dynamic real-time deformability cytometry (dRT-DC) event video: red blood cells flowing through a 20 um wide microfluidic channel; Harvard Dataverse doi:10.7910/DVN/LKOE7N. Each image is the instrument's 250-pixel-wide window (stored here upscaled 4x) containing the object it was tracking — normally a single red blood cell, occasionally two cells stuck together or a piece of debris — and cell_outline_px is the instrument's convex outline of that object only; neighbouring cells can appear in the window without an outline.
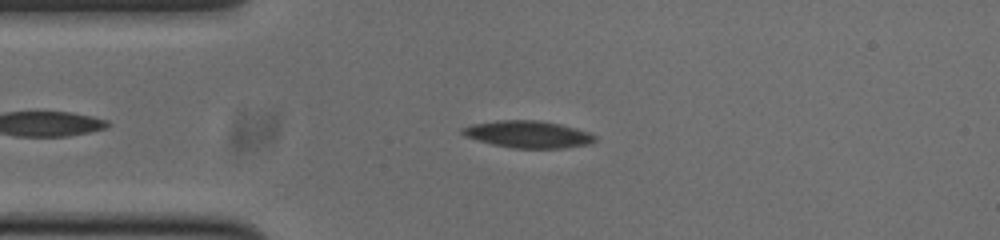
{"species": "common noctule bat (a hibernating species)", "species_latin": "Nyctalus noctula", "temperature_condition": "cold", "stored_images_in_passage": 46, "camera_frame_rate_fps": 3000, "um_per_image_px": 0.085, "animal": {"sex": "male", "body_mass_g": 20.0, "forearm_length_mm": 53.3}, "frame": {"image": 1, "passage_image": 3, "time_ms": 0.667, "image_size_px": [1000, 240], "cell_outline_px": [[596, 140], [588, 144], [564, 148], [512, 148], [492, 144], [464, 136], [460, 132], [460, 128], [472, 124], [500, 120], [540, 120], [560, 124], [576, 128], [588, 132], [596, 136]], "centroid_in_image_um": [44.86, 11.41], "position_along_channel_um": 40.1, "area_um2": 20.92}}
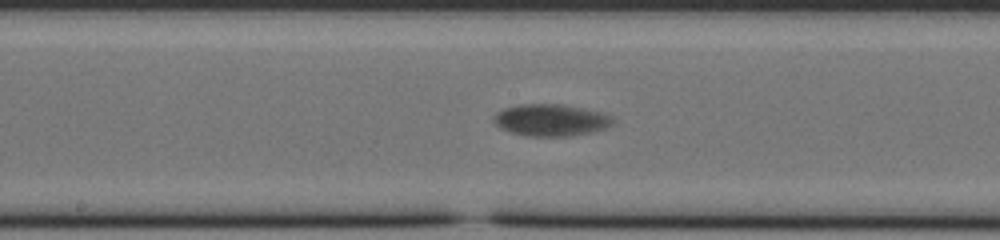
{"frame": {"image": 2, "passage_image": 18, "time_ms": 5.667, "image_size_px": [1000, 240], "cell_outline_px": [[612, 124], [604, 128], [592, 132], [572, 136], [528, 136], [512, 132], [496, 124], [492, 120], [496, 112], [504, 108], [520, 104], [560, 104], [600, 112], [612, 116]], "centroid_in_image_um": [46.81, 10.2], "position_along_channel_um": 201.4, "area_um2": 21.85}}
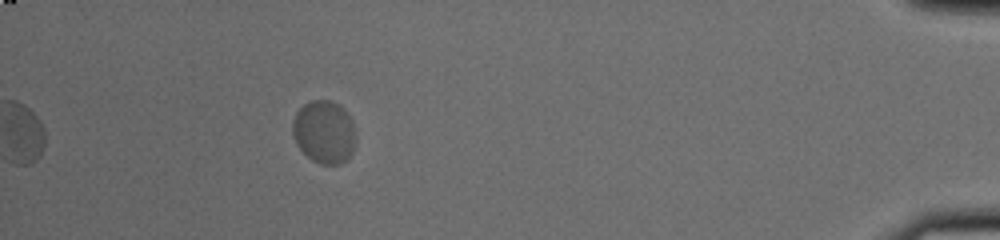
{"frame": {"image": 3, "passage_image": 41, "time_ms": 13.333, "image_size_px": [1000, 240], "cell_outline_px": [[356, 140], [352, 152], [340, 164], [320, 164], [312, 160], [296, 144], [292, 132], [292, 120], [296, 112], [304, 104], [312, 100], [328, 100], [340, 104], [344, 108], [352, 124]], "centroid_in_image_um": [27.53, 11.2], "position_along_channel_um": 407.7, "area_um2": 23.06}, "authors_computed_cell_mechanics": {"area_um2": 21.7617, "velocity_mm_per_s": 3.572, "shape_relaxation_time_tau1_ms": 7.0211, "shape_relaxation_time_tau2_ms": null, "deformation_change_tau1": 0.1925, "deformation_change_tau2": null}}